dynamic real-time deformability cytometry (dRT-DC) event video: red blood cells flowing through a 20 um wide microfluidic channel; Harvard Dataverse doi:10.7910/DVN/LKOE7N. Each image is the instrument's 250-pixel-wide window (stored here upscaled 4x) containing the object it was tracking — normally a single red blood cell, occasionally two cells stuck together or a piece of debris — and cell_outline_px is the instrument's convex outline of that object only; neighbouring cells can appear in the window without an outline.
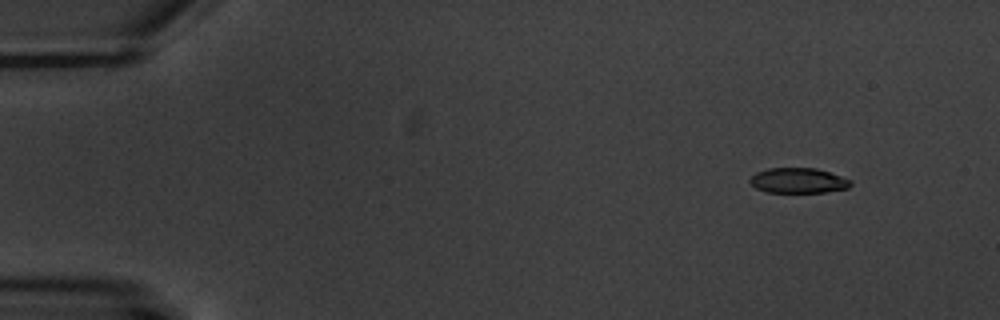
{"species": "common noctule bat (a hibernating species)", "species_latin": "Nyctalus noctula", "temperature_condition": "warm", "stored_images_in_passage": 10, "camera_frame_rate_fps": 3000, "um_per_image_px": 0.085, "animal": {"sex": "male", "body_mass_g": 20.1, "forearm_length_mm": 53.5}, "frame": {"image": 1, "passage_image": 1, "time_ms": 0.0, "image_size_px": [1000, 320], "cell_outline_px": [[852, 184], [848, 188], [824, 192], [764, 192], [756, 188], [748, 180], [756, 172], [768, 168], [816, 168], [852, 180]], "centroid_in_image_um": [67.84, 15.35], "position_along_channel_um": 17.2, "area_um2": 14.74}}
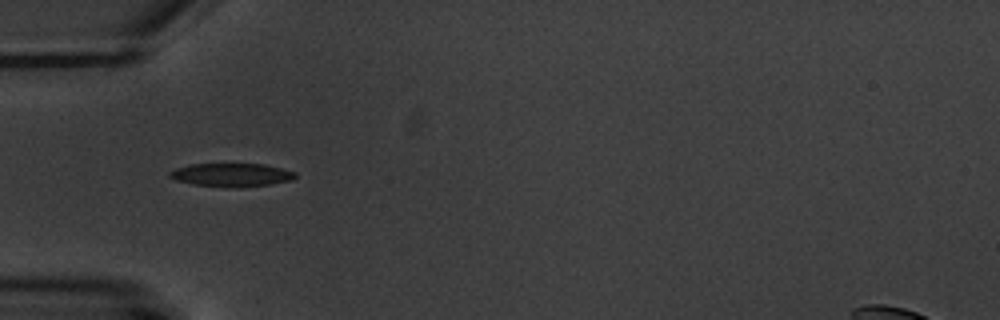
{"frame": {"image": 2, "passage_image": 4, "time_ms": 4.333, "image_size_px": [1000, 320], "cell_outline_px": [[296, 176], [292, 180], [272, 184], [240, 188], [236, 188], [192, 184], [176, 180], [168, 176], [168, 172], [176, 168], [188, 164], [264, 164], [296, 172]], "centroid_in_image_um": [19.67, 14.87], "position_along_channel_um": 65.3, "area_um2": 17.22}}
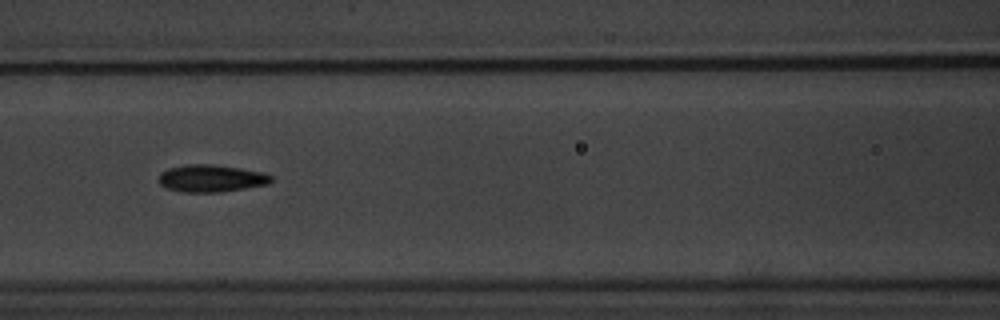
{"frame": {"image": 3, "passage_image": 6, "time_ms": 6.667, "image_size_px": [1000, 320], "cell_outline_px": [[272, 180], [268, 184], [220, 192], [180, 192], [168, 188], [160, 184], [160, 172], [168, 168], [188, 164], [216, 164], [264, 172], [272, 176]], "centroid_in_image_um": [17.96, 15.15], "position_along_channel_um": 148.6, "area_um2": 17.86}}